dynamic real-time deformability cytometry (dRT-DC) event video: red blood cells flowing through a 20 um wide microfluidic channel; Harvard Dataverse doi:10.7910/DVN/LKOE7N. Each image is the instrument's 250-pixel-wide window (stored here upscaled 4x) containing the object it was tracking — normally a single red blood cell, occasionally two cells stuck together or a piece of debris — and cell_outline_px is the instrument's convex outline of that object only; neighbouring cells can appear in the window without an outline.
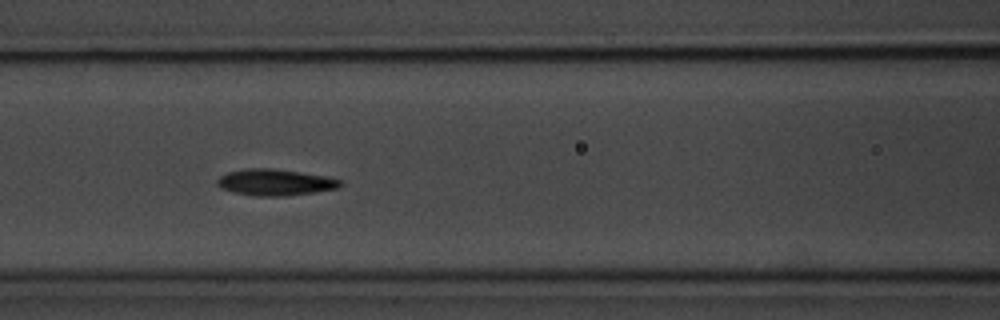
{"species": "common noctule bat (a hibernating species)", "species_latin": "Nyctalus noctula", "temperature_condition": "room temperature", "stored_images_in_passage": 6, "camera_frame_rate_fps": 3000, "um_per_image_px": 0.085, "animal": {"sex": "male", "body_mass_g": 20.1, "forearm_length_mm": 53.5}, "frame": {"image": 1, "passage_image": 6, "time_ms": 5.333, "image_size_px": [1000, 320], "cell_outline_px": [[344, 184], [340, 188], [316, 192], [288, 196], [256, 196], [232, 192], [220, 188], [216, 184], [216, 180], [220, 176], [228, 172], [244, 168], [268, 168], [300, 172], [328, 176], [344, 180]], "centroid_in_image_um": [23.43, 15.5], "position_along_channel_um": 143.2, "area_um2": 19.31}}